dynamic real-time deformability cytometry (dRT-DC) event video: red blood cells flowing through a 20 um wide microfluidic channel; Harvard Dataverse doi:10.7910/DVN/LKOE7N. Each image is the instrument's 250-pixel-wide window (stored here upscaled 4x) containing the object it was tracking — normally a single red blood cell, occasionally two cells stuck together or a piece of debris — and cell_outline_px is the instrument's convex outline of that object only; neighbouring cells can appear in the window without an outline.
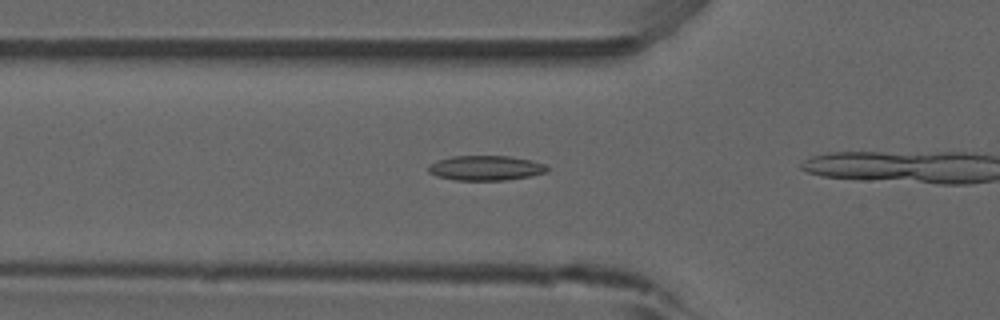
{"species": "common noctule bat (a hibernating species)", "species_latin": "Nyctalus noctula", "temperature_condition": "room temperature", "stored_images_in_passage": 15, "camera_frame_rate_fps": 3000, "um_per_image_px": 0.085, "animal": {"sex": "male", "forearm_length_mm": 52.5}, "frame": {"image": 1, "passage_image": 13, "time_ms": 4.0, "image_size_px": [1000, 320], "cell_outline_px": [[548, 172], [508, 180], [456, 180], [436, 176], [428, 172], [428, 164], [436, 160], [452, 156], [508, 156], [532, 160], [544, 164], [548, 168]], "centroid_in_image_um": [41.25, 14.27], "position_along_channel_um": 84.5, "area_um2": 17.28}}